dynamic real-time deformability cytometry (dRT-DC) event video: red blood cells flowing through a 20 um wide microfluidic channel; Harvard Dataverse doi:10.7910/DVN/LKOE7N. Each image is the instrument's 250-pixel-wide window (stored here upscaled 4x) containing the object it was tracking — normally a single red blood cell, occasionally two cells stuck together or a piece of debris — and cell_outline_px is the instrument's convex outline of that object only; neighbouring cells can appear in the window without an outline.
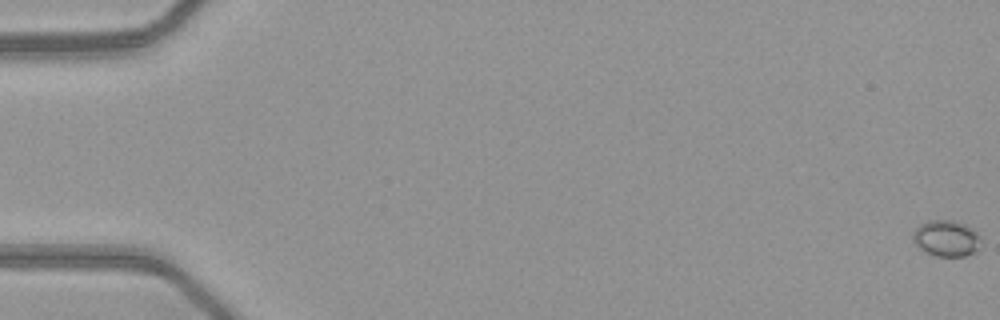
{"species": "common noctule bat (a hibernating species)", "species_latin": "Nyctalus noctula", "temperature_condition": "warm", "stored_images_in_passage": 52, "camera_frame_rate_fps": 3000, "um_per_image_px": 0.085, "animal": {"sex": "female", "body_mass_g": 21.9}, "frame": {"image": 1, "passage_image": 1, "time_ms": 0.0, "image_size_px": [1000, 320], "cell_outline_px": [[980, 240], [976, 252], [964, 256], [936, 256], [924, 252], [916, 244], [912, 236], [916, 228], [920, 224], [932, 220], [952, 220], [964, 224], [972, 228], [980, 236]], "centroid_in_image_um": [80.44, 20.26], "position_along_channel_um": 4.6, "area_um2": 14.22}}
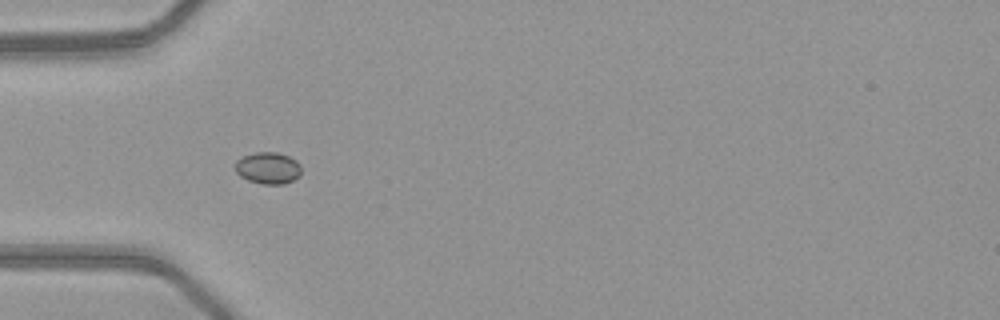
{"frame": {"image": 2, "passage_image": 18, "time_ms": 5.667, "image_size_px": [1000, 320], "cell_outline_px": [[300, 176], [284, 184], [260, 184], [248, 180], [240, 176], [236, 172], [236, 160], [244, 156], [256, 152], [276, 152], [288, 156], [296, 160], [300, 164]], "centroid_in_image_um": [22.79, 14.29], "position_along_channel_um": 62.2, "area_um2": 12.2}}
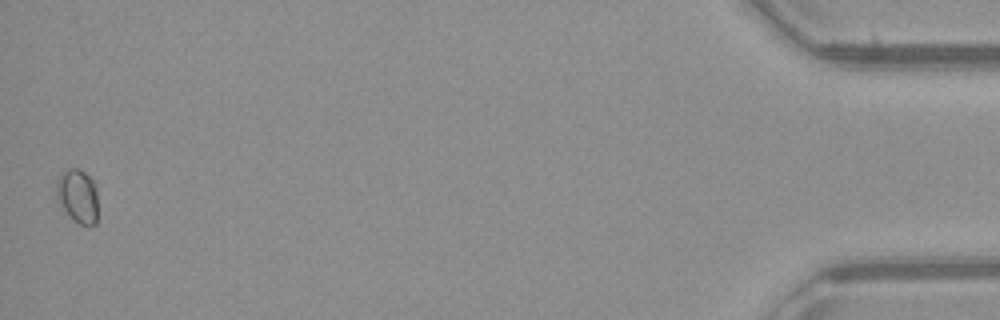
{"frame": {"image": 3, "passage_image": 52, "time_ms": 17.0, "image_size_px": [1000, 320], "cell_outline_px": [[96, 224], [80, 224], [56, 200], [56, 180], [60, 172], [64, 168], [76, 168], [84, 172], [96, 184]], "centroid_in_image_um": [6.57, 16.58], "position_along_channel_um": 428.6, "area_um2": 12.83}}